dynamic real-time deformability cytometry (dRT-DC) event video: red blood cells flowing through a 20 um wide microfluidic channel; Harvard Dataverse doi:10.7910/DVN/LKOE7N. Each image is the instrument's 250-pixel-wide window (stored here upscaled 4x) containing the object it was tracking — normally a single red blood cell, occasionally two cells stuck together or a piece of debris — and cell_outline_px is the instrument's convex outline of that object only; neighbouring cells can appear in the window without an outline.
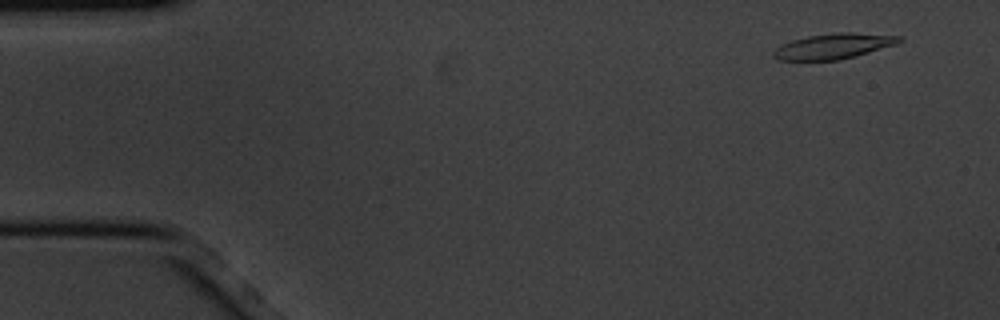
{"species": "common noctule bat (a hibernating species)", "species_latin": "Nyctalus noctula", "temperature_condition": "cold", "stored_images_in_passage": 11, "camera_frame_rate_fps": 3000, "um_per_image_px": 0.085, "animal": {"sex": "male", "body_mass_g": 20.1, "forearm_length_mm": 53.5}, "frame": {"image": 1, "passage_image": 1, "time_ms": 0.0, "image_size_px": [1000, 320], "cell_outline_px": [[904, 40], [896, 44], [840, 60], [776, 60], [772, 56], [772, 52], [776, 48], [792, 40], [808, 36], [836, 32], [852, 32], [904, 36]], "centroid_in_image_um": [70.86, 3.92], "position_along_channel_um": 14.1, "area_um2": 18.61}}
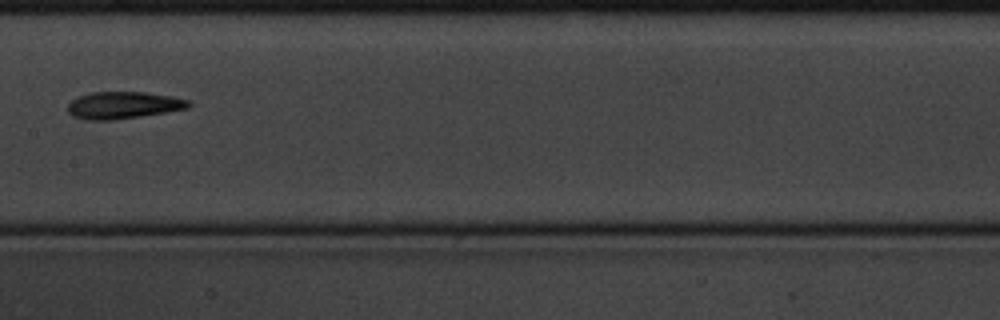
{"frame": {"image": 2, "passage_image": 7, "time_ms": 2.0, "image_size_px": [1000, 320], "cell_outline_px": [[192, 104], [188, 108], [116, 120], [84, 120], [72, 116], [68, 112], [68, 104], [72, 100], [80, 96], [92, 92], [144, 92], [168, 96], [188, 100]], "centroid_in_image_um": [10.43, 8.95], "position_along_channel_um": 197.0, "area_um2": 18.9}}
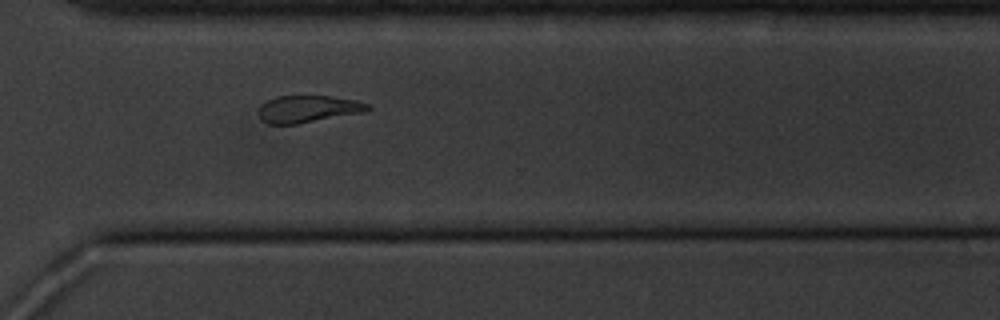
{"frame": {"image": 3, "passage_image": 11, "time_ms": 3.333, "image_size_px": [1000, 320], "cell_outline_px": [[372, 108], [364, 112], [296, 124], [268, 124], [260, 116], [260, 104], [276, 96], [332, 96], [356, 100], [372, 104]], "centroid_in_image_um": [26.24, 9.25], "position_along_channel_um": 344.4, "area_um2": 17.17}}